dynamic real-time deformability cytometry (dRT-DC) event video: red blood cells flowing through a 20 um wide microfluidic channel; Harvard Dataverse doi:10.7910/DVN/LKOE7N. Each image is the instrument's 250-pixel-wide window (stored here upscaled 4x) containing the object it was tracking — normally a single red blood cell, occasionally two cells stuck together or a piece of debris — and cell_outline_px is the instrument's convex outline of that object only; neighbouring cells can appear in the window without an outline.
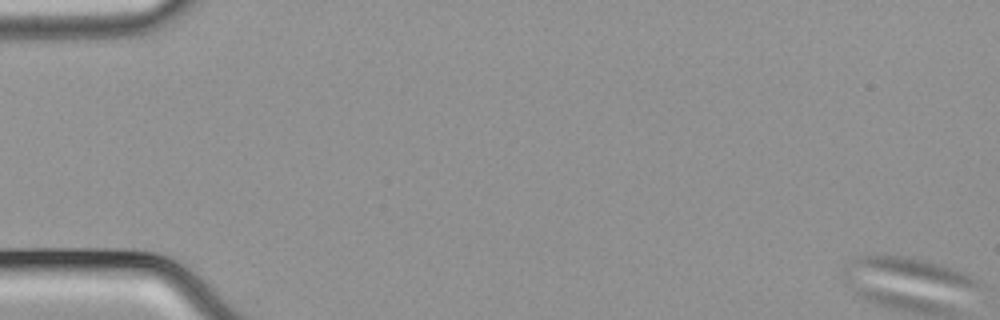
{"species": "common noctule bat (a hibernating species)", "species_latin": "Nyctalus noctula", "temperature_condition": "cold", "stored_images_in_passage": 1, "camera_frame_rate_fps": 3000, "um_per_image_px": 0.085, "animal": {"sex": "male", "body_mass_g": 21.5, "forearm_length_mm": 52.0}, "frame": {"image": 1, "passage_image": 1, "time_ms": 0.0, "image_size_px": [1000, 320], "cell_outline_px": [[984, 288], [844, 276], [844, 264], [856, 256], [908, 256], [928, 260], [944, 264], [964, 272], [980, 280]], "centroid_in_image_um": [77.2, 23.02], "position_along_channel_um": 7.8, "area_um2": 20.11}}